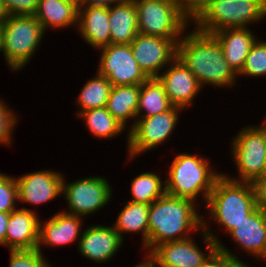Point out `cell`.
Wrapping results in <instances>:
<instances>
[{
	"instance_id": "obj_1",
	"label": "cell",
	"mask_w": 266,
	"mask_h": 267,
	"mask_svg": "<svg viewBox=\"0 0 266 267\" xmlns=\"http://www.w3.org/2000/svg\"><path fill=\"white\" fill-rule=\"evenodd\" d=\"M190 30L185 31L177 43V58L193 73L202 87H235L238 74L225 60L217 39L195 28Z\"/></svg>"
},
{
	"instance_id": "obj_2",
	"label": "cell",
	"mask_w": 266,
	"mask_h": 267,
	"mask_svg": "<svg viewBox=\"0 0 266 267\" xmlns=\"http://www.w3.org/2000/svg\"><path fill=\"white\" fill-rule=\"evenodd\" d=\"M199 205L191 199L167 193L154 201L148 212L147 255L159 244L197 235L202 229Z\"/></svg>"
},
{
	"instance_id": "obj_3",
	"label": "cell",
	"mask_w": 266,
	"mask_h": 267,
	"mask_svg": "<svg viewBox=\"0 0 266 267\" xmlns=\"http://www.w3.org/2000/svg\"><path fill=\"white\" fill-rule=\"evenodd\" d=\"M211 165L210 159L200 154L177 153L165 172L166 193L206 204L216 180L223 174Z\"/></svg>"
},
{
	"instance_id": "obj_4",
	"label": "cell",
	"mask_w": 266,
	"mask_h": 267,
	"mask_svg": "<svg viewBox=\"0 0 266 267\" xmlns=\"http://www.w3.org/2000/svg\"><path fill=\"white\" fill-rule=\"evenodd\" d=\"M204 207L209 214L205 213L207 219L214 221L227 235L257 208L253 183L231 180L223 173Z\"/></svg>"
},
{
	"instance_id": "obj_5",
	"label": "cell",
	"mask_w": 266,
	"mask_h": 267,
	"mask_svg": "<svg viewBox=\"0 0 266 267\" xmlns=\"http://www.w3.org/2000/svg\"><path fill=\"white\" fill-rule=\"evenodd\" d=\"M45 34L34 15L8 16L2 24V56L11 72L30 64Z\"/></svg>"
},
{
	"instance_id": "obj_6",
	"label": "cell",
	"mask_w": 266,
	"mask_h": 267,
	"mask_svg": "<svg viewBox=\"0 0 266 267\" xmlns=\"http://www.w3.org/2000/svg\"><path fill=\"white\" fill-rule=\"evenodd\" d=\"M265 18L266 0H215L191 26L212 34L226 28H249Z\"/></svg>"
},
{
	"instance_id": "obj_7",
	"label": "cell",
	"mask_w": 266,
	"mask_h": 267,
	"mask_svg": "<svg viewBox=\"0 0 266 267\" xmlns=\"http://www.w3.org/2000/svg\"><path fill=\"white\" fill-rule=\"evenodd\" d=\"M240 128L231 139L232 161L237 170V178L224 174L238 182L254 183L266 175V123Z\"/></svg>"
},
{
	"instance_id": "obj_8",
	"label": "cell",
	"mask_w": 266,
	"mask_h": 267,
	"mask_svg": "<svg viewBox=\"0 0 266 267\" xmlns=\"http://www.w3.org/2000/svg\"><path fill=\"white\" fill-rule=\"evenodd\" d=\"M134 3L138 31L143 35L182 38L183 33L191 28L176 0H134Z\"/></svg>"
},
{
	"instance_id": "obj_9",
	"label": "cell",
	"mask_w": 266,
	"mask_h": 267,
	"mask_svg": "<svg viewBox=\"0 0 266 267\" xmlns=\"http://www.w3.org/2000/svg\"><path fill=\"white\" fill-rule=\"evenodd\" d=\"M183 111L182 108L173 106L157 115L137 117L135 125L129 130L127 162H133L141 154L152 151L170 140L177 129L180 112L182 114Z\"/></svg>"
},
{
	"instance_id": "obj_10",
	"label": "cell",
	"mask_w": 266,
	"mask_h": 267,
	"mask_svg": "<svg viewBox=\"0 0 266 267\" xmlns=\"http://www.w3.org/2000/svg\"><path fill=\"white\" fill-rule=\"evenodd\" d=\"M112 188L106 177L87 176L68 183L64 175L62 196L68 210L61 211L70 215L90 217L109 205L113 195Z\"/></svg>"
},
{
	"instance_id": "obj_11",
	"label": "cell",
	"mask_w": 266,
	"mask_h": 267,
	"mask_svg": "<svg viewBox=\"0 0 266 267\" xmlns=\"http://www.w3.org/2000/svg\"><path fill=\"white\" fill-rule=\"evenodd\" d=\"M205 252L193 237L166 242L156 246L147 256L155 267H197L217 248L214 239L203 228L198 232Z\"/></svg>"
},
{
	"instance_id": "obj_12",
	"label": "cell",
	"mask_w": 266,
	"mask_h": 267,
	"mask_svg": "<svg viewBox=\"0 0 266 267\" xmlns=\"http://www.w3.org/2000/svg\"><path fill=\"white\" fill-rule=\"evenodd\" d=\"M100 51L97 72L112 86L141 85L148 77L136 62L130 44H109Z\"/></svg>"
},
{
	"instance_id": "obj_13",
	"label": "cell",
	"mask_w": 266,
	"mask_h": 267,
	"mask_svg": "<svg viewBox=\"0 0 266 267\" xmlns=\"http://www.w3.org/2000/svg\"><path fill=\"white\" fill-rule=\"evenodd\" d=\"M181 38L138 35L130 43L133 56L148 78L159 74L177 57V43Z\"/></svg>"
},
{
	"instance_id": "obj_14",
	"label": "cell",
	"mask_w": 266,
	"mask_h": 267,
	"mask_svg": "<svg viewBox=\"0 0 266 267\" xmlns=\"http://www.w3.org/2000/svg\"><path fill=\"white\" fill-rule=\"evenodd\" d=\"M63 178L64 173L51 169L15 176L18 201L37 206L61 197Z\"/></svg>"
},
{
	"instance_id": "obj_15",
	"label": "cell",
	"mask_w": 266,
	"mask_h": 267,
	"mask_svg": "<svg viewBox=\"0 0 266 267\" xmlns=\"http://www.w3.org/2000/svg\"><path fill=\"white\" fill-rule=\"evenodd\" d=\"M157 78L163 84L172 105L184 111L193 106L199 92L203 90L198 79L177 57Z\"/></svg>"
},
{
	"instance_id": "obj_16",
	"label": "cell",
	"mask_w": 266,
	"mask_h": 267,
	"mask_svg": "<svg viewBox=\"0 0 266 267\" xmlns=\"http://www.w3.org/2000/svg\"><path fill=\"white\" fill-rule=\"evenodd\" d=\"M124 241L112 225H90L82 231L78 241L80 256L93 263L105 264L120 251Z\"/></svg>"
},
{
	"instance_id": "obj_17",
	"label": "cell",
	"mask_w": 266,
	"mask_h": 267,
	"mask_svg": "<svg viewBox=\"0 0 266 267\" xmlns=\"http://www.w3.org/2000/svg\"><path fill=\"white\" fill-rule=\"evenodd\" d=\"M47 219V220H46ZM44 221L40 220L39 242L37 249L42 253V246L64 247L79 241L84 221L82 216L70 215L59 211ZM64 245V246H63ZM59 246V247H58Z\"/></svg>"
},
{
	"instance_id": "obj_18",
	"label": "cell",
	"mask_w": 266,
	"mask_h": 267,
	"mask_svg": "<svg viewBox=\"0 0 266 267\" xmlns=\"http://www.w3.org/2000/svg\"><path fill=\"white\" fill-rule=\"evenodd\" d=\"M34 210L24 206L10 213L5 235L9 251L37 249L41 219Z\"/></svg>"
},
{
	"instance_id": "obj_19",
	"label": "cell",
	"mask_w": 266,
	"mask_h": 267,
	"mask_svg": "<svg viewBox=\"0 0 266 267\" xmlns=\"http://www.w3.org/2000/svg\"><path fill=\"white\" fill-rule=\"evenodd\" d=\"M228 237L243 253L266 263V214L258 207L236 225Z\"/></svg>"
},
{
	"instance_id": "obj_20",
	"label": "cell",
	"mask_w": 266,
	"mask_h": 267,
	"mask_svg": "<svg viewBox=\"0 0 266 267\" xmlns=\"http://www.w3.org/2000/svg\"><path fill=\"white\" fill-rule=\"evenodd\" d=\"M84 43L95 50L111 44L109 8L79 7L78 25L75 29Z\"/></svg>"
},
{
	"instance_id": "obj_21",
	"label": "cell",
	"mask_w": 266,
	"mask_h": 267,
	"mask_svg": "<svg viewBox=\"0 0 266 267\" xmlns=\"http://www.w3.org/2000/svg\"><path fill=\"white\" fill-rule=\"evenodd\" d=\"M79 0H39L34 13L45 32L78 25ZM50 28V29H49Z\"/></svg>"
},
{
	"instance_id": "obj_22",
	"label": "cell",
	"mask_w": 266,
	"mask_h": 267,
	"mask_svg": "<svg viewBox=\"0 0 266 267\" xmlns=\"http://www.w3.org/2000/svg\"><path fill=\"white\" fill-rule=\"evenodd\" d=\"M212 35L221 45L225 60L238 74L258 37L251 28H226Z\"/></svg>"
},
{
	"instance_id": "obj_23",
	"label": "cell",
	"mask_w": 266,
	"mask_h": 267,
	"mask_svg": "<svg viewBox=\"0 0 266 267\" xmlns=\"http://www.w3.org/2000/svg\"><path fill=\"white\" fill-rule=\"evenodd\" d=\"M150 205L144 203H135L127 201L124 207L118 212L116 221L112 226L118 231L120 238L124 240V235L127 234H141L140 242L142 244V251L147 255V240L149 237L148 227V212ZM124 234V235H123Z\"/></svg>"
},
{
	"instance_id": "obj_24",
	"label": "cell",
	"mask_w": 266,
	"mask_h": 267,
	"mask_svg": "<svg viewBox=\"0 0 266 267\" xmlns=\"http://www.w3.org/2000/svg\"><path fill=\"white\" fill-rule=\"evenodd\" d=\"M109 23L111 44H130L139 33L134 0L109 7Z\"/></svg>"
},
{
	"instance_id": "obj_25",
	"label": "cell",
	"mask_w": 266,
	"mask_h": 267,
	"mask_svg": "<svg viewBox=\"0 0 266 267\" xmlns=\"http://www.w3.org/2000/svg\"><path fill=\"white\" fill-rule=\"evenodd\" d=\"M139 93L140 85L112 86L107 100L106 109L122 125L127 127V130H130L137 120Z\"/></svg>"
},
{
	"instance_id": "obj_26",
	"label": "cell",
	"mask_w": 266,
	"mask_h": 267,
	"mask_svg": "<svg viewBox=\"0 0 266 267\" xmlns=\"http://www.w3.org/2000/svg\"><path fill=\"white\" fill-rule=\"evenodd\" d=\"M77 118L83 119L84 126L90 132L91 136L96 139H113L118 135H121L123 132L126 133V146L128 148L129 144V130L122 125L116 118H114L110 112L103 108H95L90 110H85L80 112Z\"/></svg>"
},
{
	"instance_id": "obj_27",
	"label": "cell",
	"mask_w": 266,
	"mask_h": 267,
	"mask_svg": "<svg viewBox=\"0 0 266 267\" xmlns=\"http://www.w3.org/2000/svg\"><path fill=\"white\" fill-rule=\"evenodd\" d=\"M173 107L158 78H148L140 85L137 117H150Z\"/></svg>"
},
{
	"instance_id": "obj_28",
	"label": "cell",
	"mask_w": 266,
	"mask_h": 267,
	"mask_svg": "<svg viewBox=\"0 0 266 267\" xmlns=\"http://www.w3.org/2000/svg\"><path fill=\"white\" fill-rule=\"evenodd\" d=\"M111 88V82L96 71L95 76L86 81L76 98L78 109L75 115L85 110L106 107Z\"/></svg>"
},
{
	"instance_id": "obj_29",
	"label": "cell",
	"mask_w": 266,
	"mask_h": 267,
	"mask_svg": "<svg viewBox=\"0 0 266 267\" xmlns=\"http://www.w3.org/2000/svg\"><path fill=\"white\" fill-rule=\"evenodd\" d=\"M155 172H143L131 179L128 201L151 205L166 193L165 180Z\"/></svg>"
},
{
	"instance_id": "obj_30",
	"label": "cell",
	"mask_w": 266,
	"mask_h": 267,
	"mask_svg": "<svg viewBox=\"0 0 266 267\" xmlns=\"http://www.w3.org/2000/svg\"><path fill=\"white\" fill-rule=\"evenodd\" d=\"M210 222L202 216V228L203 230L214 239L217 244V248L203 261V263L197 267H235L237 262H242L240 257H237L232 249H228L226 245L221 241L219 235L214 232L210 227Z\"/></svg>"
},
{
	"instance_id": "obj_31",
	"label": "cell",
	"mask_w": 266,
	"mask_h": 267,
	"mask_svg": "<svg viewBox=\"0 0 266 267\" xmlns=\"http://www.w3.org/2000/svg\"><path fill=\"white\" fill-rule=\"evenodd\" d=\"M266 77V41L257 39L248 53L238 77Z\"/></svg>"
},
{
	"instance_id": "obj_32",
	"label": "cell",
	"mask_w": 266,
	"mask_h": 267,
	"mask_svg": "<svg viewBox=\"0 0 266 267\" xmlns=\"http://www.w3.org/2000/svg\"><path fill=\"white\" fill-rule=\"evenodd\" d=\"M0 98V145L4 147L13 144V132L16 129L18 122V115L15 110Z\"/></svg>"
},
{
	"instance_id": "obj_33",
	"label": "cell",
	"mask_w": 266,
	"mask_h": 267,
	"mask_svg": "<svg viewBox=\"0 0 266 267\" xmlns=\"http://www.w3.org/2000/svg\"><path fill=\"white\" fill-rule=\"evenodd\" d=\"M18 194L15 176L0 171V212L11 213L17 209Z\"/></svg>"
},
{
	"instance_id": "obj_34",
	"label": "cell",
	"mask_w": 266,
	"mask_h": 267,
	"mask_svg": "<svg viewBox=\"0 0 266 267\" xmlns=\"http://www.w3.org/2000/svg\"><path fill=\"white\" fill-rule=\"evenodd\" d=\"M9 267H53L38 249L9 251Z\"/></svg>"
},
{
	"instance_id": "obj_35",
	"label": "cell",
	"mask_w": 266,
	"mask_h": 267,
	"mask_svg": "<svg viewBox=\"0 0 266 267\" xmlns=\"http://www.w3.org/2000/svg\"><path fill=\"white\" fill-rule=\"evenodd\" d=\"M183 16L192 24L215 0H176Z\"/></svg>"
},
{
	"instance_id": "obj_36",
	"label": "cell",
	"mask_w": 266,
	"mask_h": 267,
	"mask_svg": "<svg viewBox=\"0 0 266 267\" xmlns=\"http://www.w3.org/2000/svg\"><path fill=\"white\" fill-rule=\"evenodd\" d=\"M39 0H3L8 15H34Z\"/></svg>"
},
{
	"instance_id": "obj_37",
	"label": "cell",
	"mask_w": 266,
	"mask_h": 267,
	"mask_svg": "<svg viewBox=\"0 0 266 267\" xmlns=\"http://www.w3.org/2000/svg\"><path fill=\"white\" fill-rule=\"evenodd\" d=\"M257 207L266 214V175L253 183Z\"/></svg>"
},
{
	"instance_id": "obj_38",
	"label": "cell",
	"mask_w": 266,
	"mask_h": 267,
	"mask_svg": "<svg viewBox=\"0 0 266 267\" xmlns=\"http://www.w3.org/2000/svg\"><path fill=\"white\" fill-rule=\"evenodd\" d=\"M130 0H79V7H111Z\"/></svg>"
},
{
	"instance_id": "obj_39",
	"label": "cell",
	"mask_w": 266,
	"mask_h": 267,
	"mask_svg": "<svg viewBox=\"0 0 266 267\" xmlns=\"http://www.w3.org/2000/svg\"><path fill=\"white\" fill-rule=\"evenodd\" d=\"M10 213L0 212V245L5 247V235Z\"/></svg>"
},
{
	"instance_id": "obj_40",
	"label": "cell",
	"mask_w": 266,
	"mask_h": 267,
	"mask_svg": "<svg viewBox=\"0 0 266 267\" xmlns=\"http://www.w3.org/2000/svg\"><path fill=\"white\" fill-rule=\"evenodd\" d=\"M8 13L5 9L3 0H0V24H3L4 21L8 18Z\"/></svg>"
},
{
	"instance_id": "obj_41",
	"label": "cell",
	"mask_w": 266,
	"mask_h": 267,
	"mask_svg": "<svg viewBox=\"0 0 266 267\" xmlns=\"http://www.w3.org/2000/svg\"><path fill=\"white\" fill-rule=\"evenodd\" d=\"M134 267H155L153 261L145 255L143 261L139 262V264L134 265Z\"/></svg>"
},
{
	"instance_id": "obj_42",
	"label": "cell",
	"mask_w": 266,
	"mask_h": 267,
	"mask_svg": "<svg viewBox=\"0 0 266 267\" xmlns=\"http://www.w3.org/2000/svg\"><path fill=\"white\" fill-rule=\"evenodd\" d=\"M235 267H254V266H251L249 263H245V261H242V262H237Z\"/></svg>"
},
{
	"instance_id": "obj_43",
	"label": "cell",
	"mask_w": 266,
	"mask_h": 267,
	"mask_svg": "<svg viewBox=\"0 0 266 267\" xmlns=\"http://www.w3.org/2000/svg\"><path fill=\"white\" fill-rule=\"evenodd\" d=\"M2 42V24H0V53L3 52Z\"/></svg>"
}]
</instances>
